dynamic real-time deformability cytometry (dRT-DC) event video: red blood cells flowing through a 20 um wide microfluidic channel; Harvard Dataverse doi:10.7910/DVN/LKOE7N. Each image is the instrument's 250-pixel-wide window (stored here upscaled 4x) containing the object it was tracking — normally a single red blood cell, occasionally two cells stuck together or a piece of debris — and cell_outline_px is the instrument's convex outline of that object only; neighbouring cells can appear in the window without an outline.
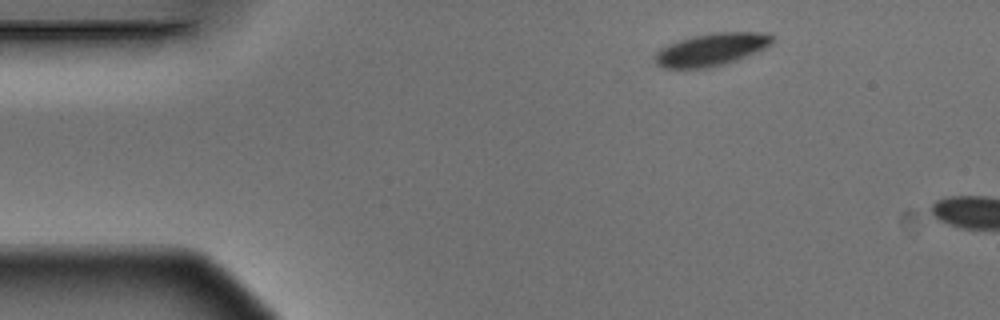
{"species": "Egyptian fruit bat (a non-hibernating species)", "species_latin": "Rousettus aegyptiacus", "temperature_condition": "warm", "stored_images_in_passage": 2, "camera_frame_rate_fps": 3000, "um_per_image_px": 0.085, "animal": {"sex": "male"}, "frame": {"image": 1, "passage_image": 1, "time_ms": 0.0, "image_size_px": [1000, 320], "cell_outline_px": [[772, 44], [756, 52], [736, 60], [712, 68], [664, 68], [656, 64], [656, 52], [660, 48], [668, 44], [692, 36], [712, 32], [768, 32], [772, 36]], "centroid_in_image_um": [60.47, 4.2], "position_along_channel_um": 24.5, "area_um2": 22.25}}